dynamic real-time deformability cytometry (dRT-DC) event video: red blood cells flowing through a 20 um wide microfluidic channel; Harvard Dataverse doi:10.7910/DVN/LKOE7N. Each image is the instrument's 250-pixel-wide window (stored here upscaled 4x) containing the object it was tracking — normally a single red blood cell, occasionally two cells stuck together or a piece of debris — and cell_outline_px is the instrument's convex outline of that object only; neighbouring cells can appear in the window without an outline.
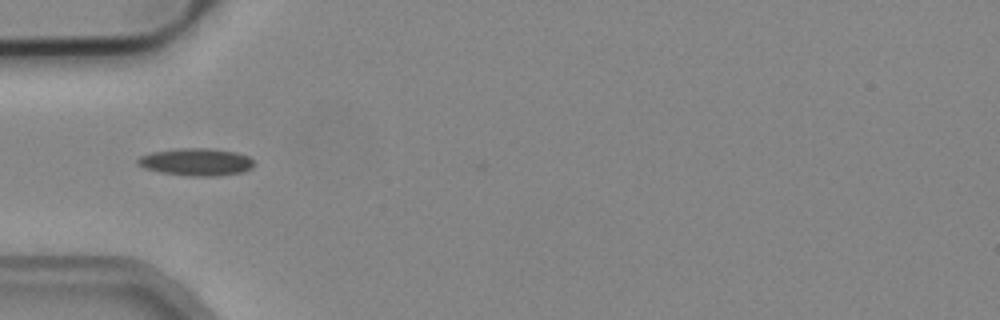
{"species": "common noctule bat (a hibernating species)", "species_latin": "Nyctalus noctula", "temperature_condition": "cold", "stored_images_in_passage": 3, "camera_frame_rate_fps": 3000, "um_per_image_px": 0.085, "animal": {"sex": "male", "body_mass_g": 19.2, "forearm_length_mm": 51.8}, "frame": {"image": 1, "passage_image": 3, "time_ms": 0.667, "image_size_px": [1000, 320], "cell_outline_px": [[252, 168], [240, 172], [216, 176], [188, 176], [160, 172], [144, 168], [136, 164], [136, 160], [140, 156], [152, 152], [176, 148], [208, 148], [236, 152], [248, 156], [252, 160]], "centroid_in_image_um": [16.62, 13.76], "position_along_channel_um": 68.4, "area_um2": 18.55}}